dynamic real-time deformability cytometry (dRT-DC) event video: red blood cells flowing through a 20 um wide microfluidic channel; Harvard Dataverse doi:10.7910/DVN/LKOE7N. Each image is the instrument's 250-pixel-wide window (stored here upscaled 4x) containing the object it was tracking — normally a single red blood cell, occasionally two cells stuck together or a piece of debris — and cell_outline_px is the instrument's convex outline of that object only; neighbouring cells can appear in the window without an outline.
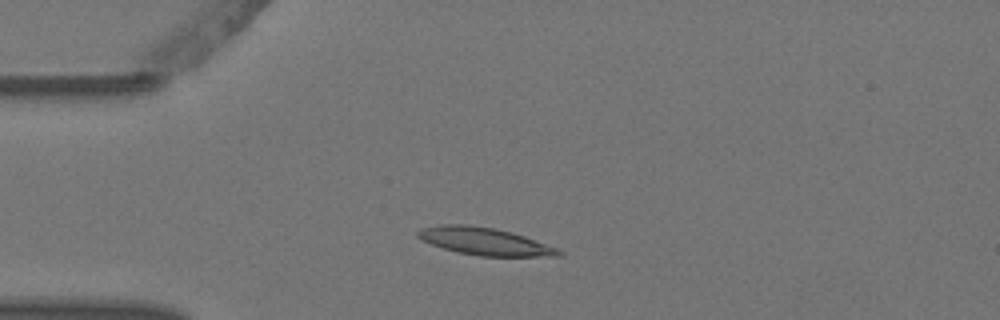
{"species": "Egyptian fruit bat (a non-hibernating species)", "species_latin": "Rousettus aegyptiacus", "temperature_condition": "warm", "stored_images_in_passage": 4, "camera_frame_rate_fps": 3000, "um_per_image_px": 0.085, "animal": {"sex": "female"}, "frame": {"image": 1, "passage_image": 3, "time_ms": 0.667, "image_size_px": [1000, 320], "cell_outline_px": [[564, 252], [560, 256], [480, 256], [456, 252], [420, 240], [416, 236], [416, 232], [420, 228], [440, 224], [468, 224], [496, 228], [512, 232], [560, 248]], "centroid_in_image_um": [41.19, 20.5], "position_along_channel_um": 43.8, "area_um2": 22.83}}